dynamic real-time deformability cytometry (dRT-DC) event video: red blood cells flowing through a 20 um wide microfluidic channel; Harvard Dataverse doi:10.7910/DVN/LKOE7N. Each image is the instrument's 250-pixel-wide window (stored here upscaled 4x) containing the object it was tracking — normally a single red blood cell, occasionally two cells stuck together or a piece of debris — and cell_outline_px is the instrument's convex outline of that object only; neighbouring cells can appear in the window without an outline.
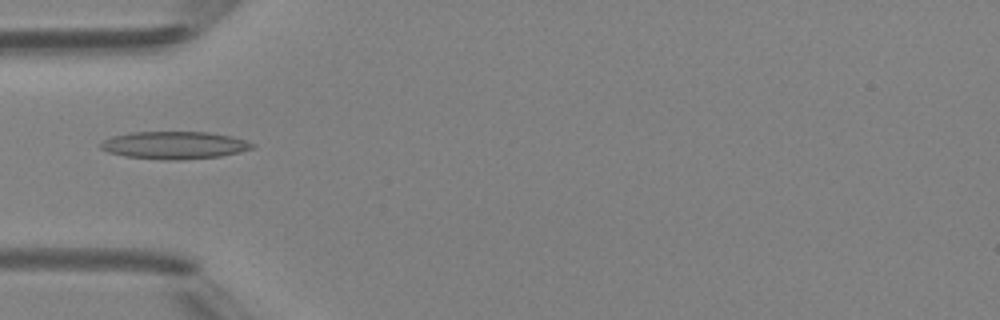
{"species": "Egyptian fruit bat (a non-hibernating species)", "species_latin": "Rousettus aegyptiacus", "temperature_condition": "room temperature", "stored_images_in_passage": 6, "camera_frame_rate_fps": 3000, "um_per_image_px": 0.085, "animal": {"sex": "female"}, "frame": {"image": 1, "passage_image": 5, "time_ms": 4.667, "image_size_px": [1000, 320], "cell_outline_px": [[256, 148], [240, 152], [220, 156], [180, 160], [168, 160], [124, 156], [108, 152], [100, 148], [100, 144], [104, 140], [112, 136], [132, 132], [208, 132], [232, 136], [256, 144]], "centroid_in_image_um": [14.85, 12.34], "position_along_channel_um": 70.1, "area_um2": 24.39}}
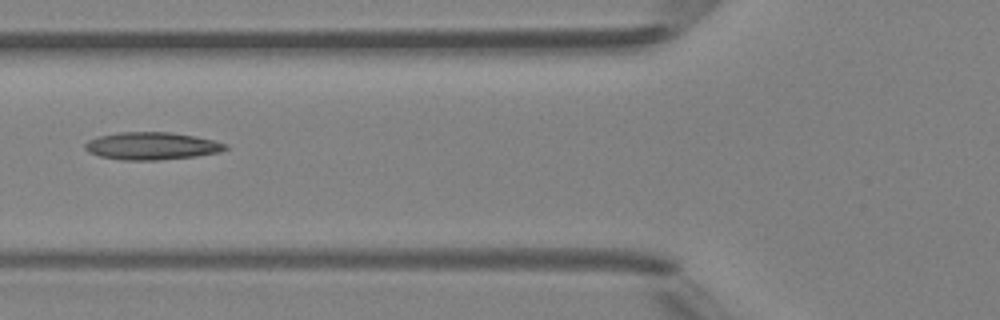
{"frame": {"image": 2, "passage_image": 6, "time_ms": 5.667, "image_size_px": [1000, 320], "cell_outline_px": [[228, 148], [220, 152], [196, 156], [156, 160], [124, 160], [100, 156], [88, 152], [84, 148], [84, 144], [88, 140], [100, 136], [120, 132], [172, 132], [196, 136], [228, 144]], "centroid_in_image_um": [12.91, 12.4], "position_along_channel_um": 112.9, "area_um2": 22.48}}